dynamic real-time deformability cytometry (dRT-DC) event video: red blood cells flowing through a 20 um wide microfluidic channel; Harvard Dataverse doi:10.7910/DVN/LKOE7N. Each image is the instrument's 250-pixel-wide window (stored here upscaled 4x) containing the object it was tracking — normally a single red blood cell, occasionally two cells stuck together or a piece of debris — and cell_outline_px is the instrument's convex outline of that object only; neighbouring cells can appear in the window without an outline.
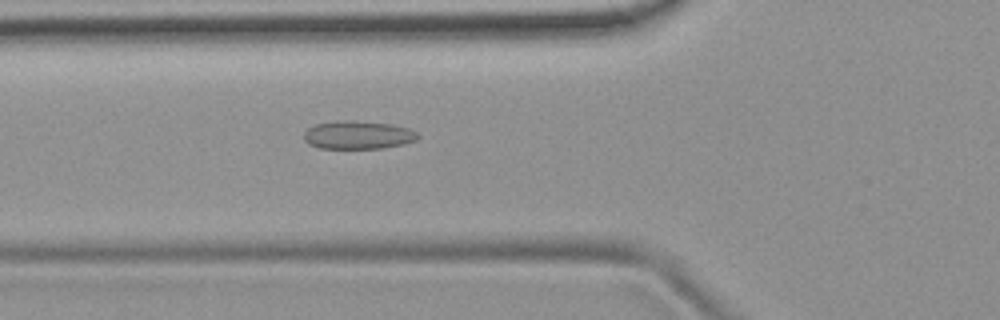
{"species": "common noctule bat (a hibernating species)", "species_latin": "Nyctalus noctula", "temperature_condition": "room temperature", "stored_images_in_passage": 2, "camera_frame_rate_fps": 3000, "um_per_image_px": 0.085, "animal": {"sex": "female", "body_mass_g": 19.9}, "frame": {"image": 1, "passage_image": 2, "time_ms": 1.0, "image_size_px": [1000, 320], "cell_outline_px": [[420, 136], [416, 140], [404, 144], [384, 148], [320, 148], [308, 144], [304, 140], [304, 132], [308, 128], [316, 124], [336, 120], [356, 120], [392, 124], [408, 128], [416, 132]], "centroid_in_image_um": [30.43, 11.46], "position_along_channel_um": 95.4, "area_um2": 18.9}}